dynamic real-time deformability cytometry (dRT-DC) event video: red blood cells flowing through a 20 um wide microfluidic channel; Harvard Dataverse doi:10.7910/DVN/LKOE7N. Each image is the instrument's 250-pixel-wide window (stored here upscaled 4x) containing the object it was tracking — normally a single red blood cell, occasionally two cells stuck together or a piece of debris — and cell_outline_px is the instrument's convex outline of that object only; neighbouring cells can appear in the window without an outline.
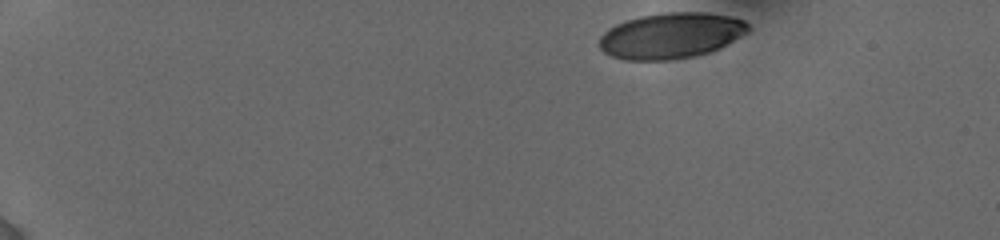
{"species": "human", "species_latin": "Homo sapiens", "temperature_condition": "cold", "stored_images_in_passage": 19, "camera_frame_rate_fps": 3000, "um_per_image_px": 0.085, "donor": {"sex": "female"}, "frame": {"image": 1, "passage_image": 1, "time_ms": 0.0, "image_size_px": [1000, 240], "cell_outline_px": [[748, 32], [720, 48], [708, 52], [692, 56], [672, 60], [624, 60], [612, 56], [604, 52], [600, 48], [600, 36], [608, 28], [616, 24], [640, 16], [664, 12], [708, 12], [728, 16], [744, 20], [748, 24]], "centroid_in_image_um": [57.02, 3.02], "position_along_channel_um": 28.0, "area_um2": 39.65}}
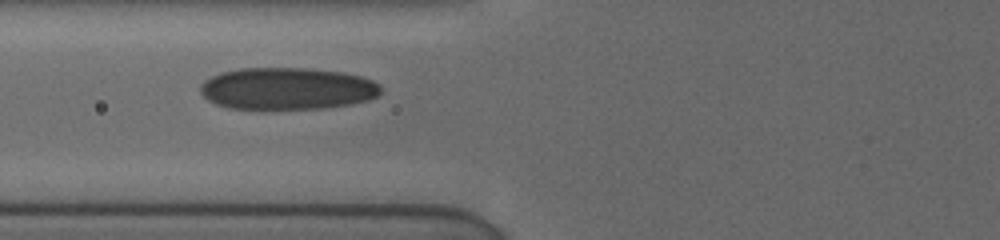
{"frame": {"image": 2, "passage_image": 14, "time_ms": 5.0, "image_size_px": [1000, 240], "cell_outline_px": [[380, 92], [376, 96], [368, 100], [348, 104], [324, 108], [228, 108], [216, 104], [208, 100], [200, 92], [200, 84], [204, 80], [220, 72], [240, 68], [308, 68], [340, 72], [360, 76], [372, 80], [380, 84]], "centroid_in_image_um": [24.38, 7.52], "position_along_channel_um": 101.4, "area_um2": 43.99}}
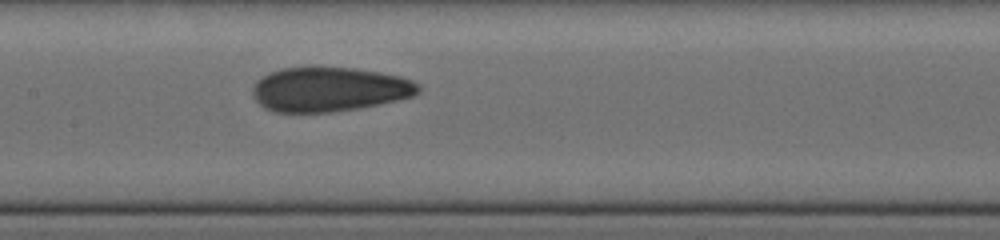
{"frame": {"image": 3, "passage_image": 19, "time_ms": 7.0, "image_size_px": [1000, 240], "cell_outline_px": [[420, 92], [412, 96], [396, 100], [356, 108], [332, 112], [272, 112], [264, 108], [252, 96], [252, 88], [256, 80], [260, 76], [284, 68], [352, 68], [380, 72], [412, 80], [420, 84]], "centroid_in_image_um": [27.94, 7.6], "position_along_channel_um": 179.5, "area_um2": 42.6}}